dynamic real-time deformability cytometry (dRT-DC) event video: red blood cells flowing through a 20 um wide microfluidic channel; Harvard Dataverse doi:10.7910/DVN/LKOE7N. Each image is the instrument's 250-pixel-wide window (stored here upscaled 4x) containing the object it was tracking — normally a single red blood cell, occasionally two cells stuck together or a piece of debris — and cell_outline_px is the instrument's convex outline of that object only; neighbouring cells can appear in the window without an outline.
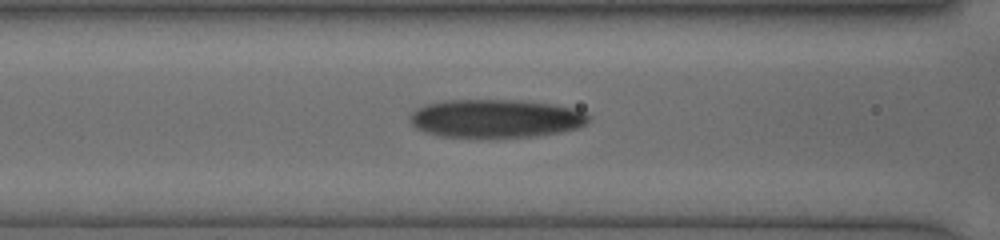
{"species": "human", "species_latin": "Homo sapiens", "temperature_condition": "cold", "stored_images_in_passage": 32, "camera_frame_rate_fps": 3000, "um_per_image_px": 0.085, "donor": {"sex": "female"}, "frame": {"image": 1, "passage_image": 6, "time_ms": 1.0, "image_size_px": [1000, 240], "cell_outline_px": [[588, 120], [584, 124], [576, 128], [560, 132], [532, 136], [480, 140], [440, 136], [424, 132], [416, 128], [408, 120], [412, 112], [428, 104], [444, 100], [516, 100], [552, 104], [572, 108], [584, 112], [588, 116]], "centroid_in_image_um": [42.07, 10.11], "position_along_channel_um": 124.5, "area_um2": 40.52}}
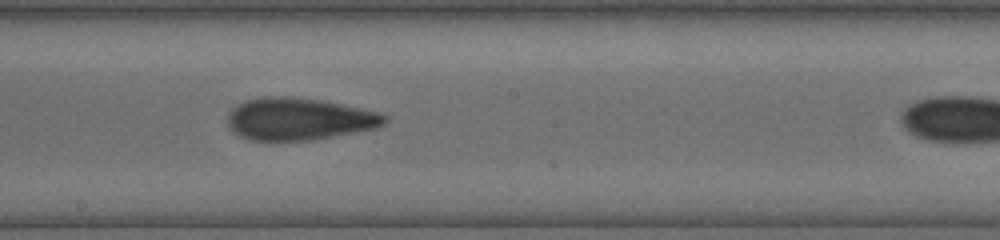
{"frame": {"image": 2, "passage_image": 14, "time_ms": 3.333, "image_size_px": [1000, 240], "cell_outline_px": [[388, 120], [380, 128], [312, 140], [252, 140], [240, 136], [232, 132], [228, 128], [228, 112], [236, 104], [244, 100], [264, 96], [288, 96], [320, 100], [340, 104], [376, 112], [388, 116]], "centroid_in_image_um": [25.39, 10.11], "position_along_channel_um": 222.8, "area_um2": 38.84}}
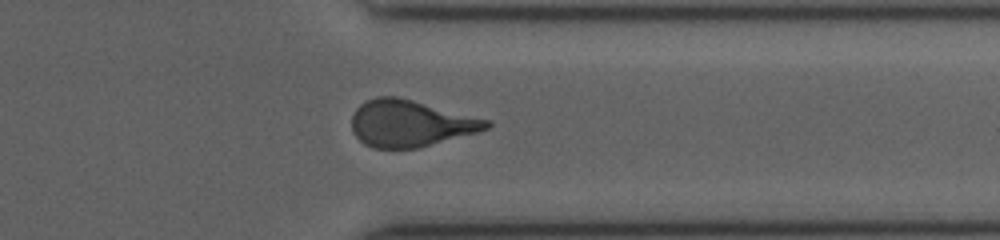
{"frame": {"image": 3, "passage_image": 27, "time_ms": 7.0, "image_size_px": [1000, 240], "cell_outline_px": [[492, 124], [488, 128], [476, 132], [416, 148], [372, 148], [364, 144], [352, 132], [352, 116], [356, 108], [360, 104], [376, 96], [396, 96], [492, 120]], "centroid_in_image_um": [34.86, 10.48], "position_along_channel_um": 376.5, "area_um2": 36.41}}